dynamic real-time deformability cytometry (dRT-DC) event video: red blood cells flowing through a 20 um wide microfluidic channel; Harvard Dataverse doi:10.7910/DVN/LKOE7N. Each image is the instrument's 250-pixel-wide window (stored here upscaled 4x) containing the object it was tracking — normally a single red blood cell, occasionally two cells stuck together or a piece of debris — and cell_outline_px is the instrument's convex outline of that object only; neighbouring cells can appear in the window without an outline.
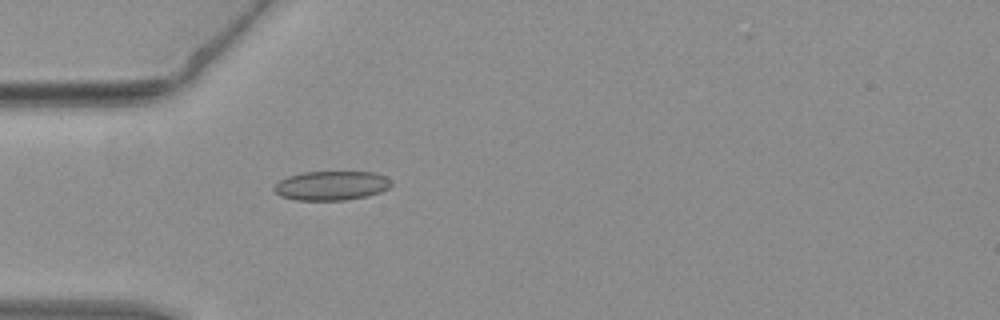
{"species": "common noctule bat (a hibernating species)", "species_latin": "Nyctalus noctula", "temperature_condition": "warm", "stored_images_in_passage": 26, "camera_frame_rate_fps": 3000, "um_per_image_px": 0.085, "animal": {"sex": "female", "body_mass_g": 19.3, "forearm_length_mm": 54.1}, "frame": {"image": 1, "passage_image": 2, "time_ms": 0.333, "image_size_px": [1000, 320], "cell_outline_px": [[392, 184], [388, 188], [380, 192], [368, 196], [344, 200], [296, 200], [280, 196], [272, 188], [280, 180], [288, 176], [304, 172], [372, 172], [384, 176], [392, 180]], "centroid_in_image_um": [28.17, 15.78], "position_along_channel_um": 56.8, "area_um2": 19.94}}
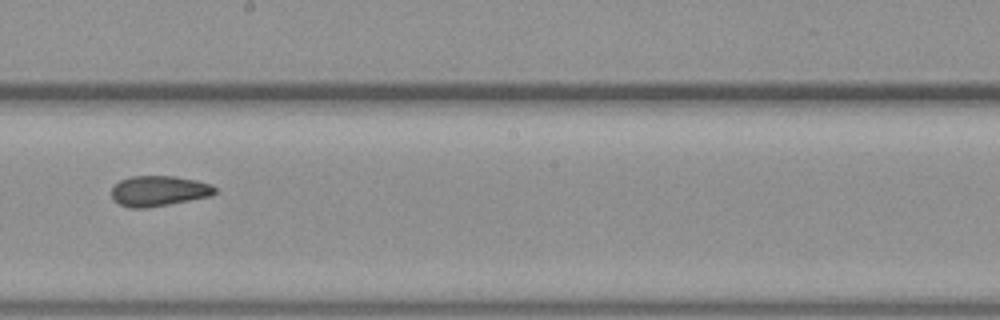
{"frame": {"image": 2, "passage_image": 14, "time_ms": 4.333, "image_size_px": [1000, 320], "cell_outline_px": [[216, 192], [212, 196], [148, 208], [128, 208], [112, 200], [112, 188], [120, 180], [128, 176], [172, 176], [196, 180], [212, 184], [216, 188]], "centroid_in_image_um": [13.5, 16.23], "position_along_channel_um": 234.7, "area_um2": 18.5}}
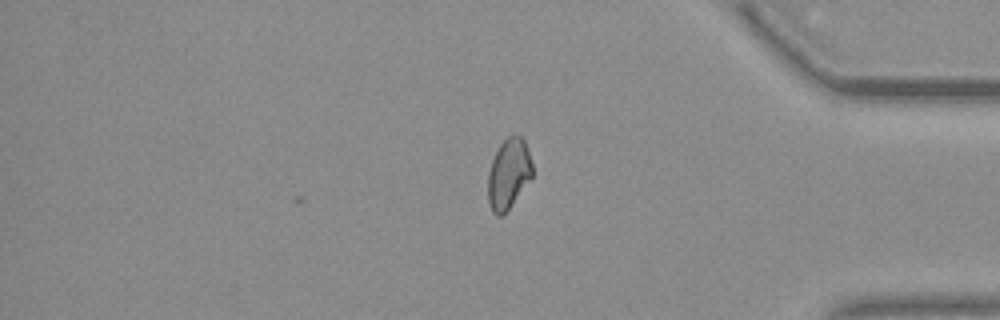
{"frame": {"image": 3, "passage_image": 26, "time_ms": 8.333, "image_size_px": [1000, 320], "cell_outline_px": [[532, 176], [504, 216], [496, 216], [492, 212], [488, 200], [488, 172], [492, 160], [500, 144], [508, 136], [520, 136], [524, 140], [532, 164]], "centroid_in_image_um": [43.21, 14.82], "position_along_channel_um": 392.0, "area_um2": 18.03}}